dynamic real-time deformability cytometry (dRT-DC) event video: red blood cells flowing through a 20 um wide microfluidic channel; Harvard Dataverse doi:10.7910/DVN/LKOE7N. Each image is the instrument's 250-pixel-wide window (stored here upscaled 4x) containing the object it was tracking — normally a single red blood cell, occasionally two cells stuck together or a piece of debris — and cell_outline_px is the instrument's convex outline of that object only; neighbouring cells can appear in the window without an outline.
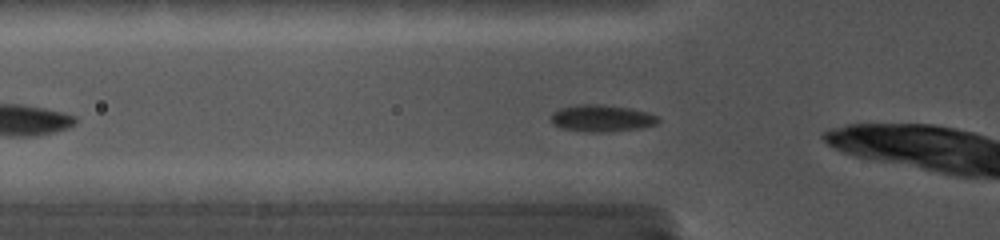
{"species": "common noctule bat (a hibernating species)", "species_latin": "Nyctalus noctula", "temperature_condition": "cold", "stored_images_in_passage": 36, "camera_frame_rate_fps": 5000, "um_per_image_px": 0.085, "animal": {"sex": "female", "body_mass_g": 19.0, "forearm_length_mm": 56.7}, "frame": {"image": 1, "passage_image": 3, "time_ms": 0.6, "image_size_px": [1000, 240], "cell_outline_px": [[660, 120], [656, 124], [640, 128], [604, 132], [588, 132], [560, 128], [552, 124], [552, 112], [560, 108], [580, 104], [604, 104], [632, 108], [648, 112], [656, 116]], "centroid_in_image_um": [51.14, 10.04], "position_along_channel_um": 74.7, "area_um2": 16.88}}
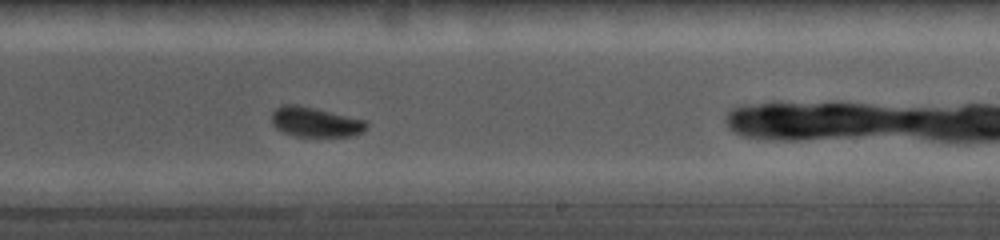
{"frame": {"image": 2, "passage_image": 19, "time_ms": 5.6, "image_size_px": [1000, 240], "cell_outline_px": [[368, 124], [360, 132], [348, 136], [296, 136], [284, 132], [276, 128], [272, 124], [272, 112], [276, 108], [284, 104], [300, 104], [364, 120]], "centroid_in_image_um": [26.73, 10.35], "position_along_channel_um": 262.3, "area_um2": 16.24}}
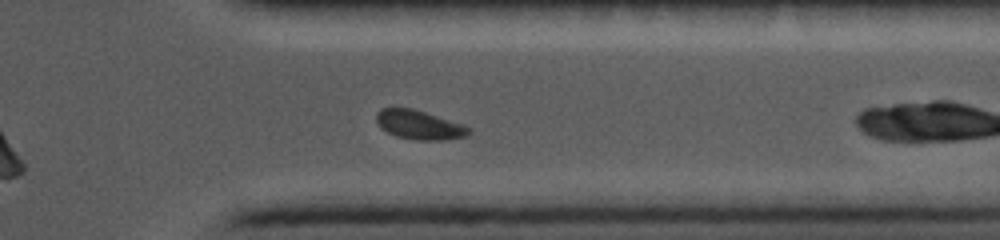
{"frame": {"image": 3, "passage_image": 30, "time_ms": 8.6, "image_size_px": [1000, 240], "cell_outline_px": [[468, 132], [464, 136], [448, 140], [416, 140], [400, 136], [388, 132], [376, 120], [376, 112], [380, 108], [412, 108], [464, 124], [468, 128]], "centroid_in_image_um": [35.64, 10.6], "position_along_channel_um": 375.8, "area_um2": 15.32}}